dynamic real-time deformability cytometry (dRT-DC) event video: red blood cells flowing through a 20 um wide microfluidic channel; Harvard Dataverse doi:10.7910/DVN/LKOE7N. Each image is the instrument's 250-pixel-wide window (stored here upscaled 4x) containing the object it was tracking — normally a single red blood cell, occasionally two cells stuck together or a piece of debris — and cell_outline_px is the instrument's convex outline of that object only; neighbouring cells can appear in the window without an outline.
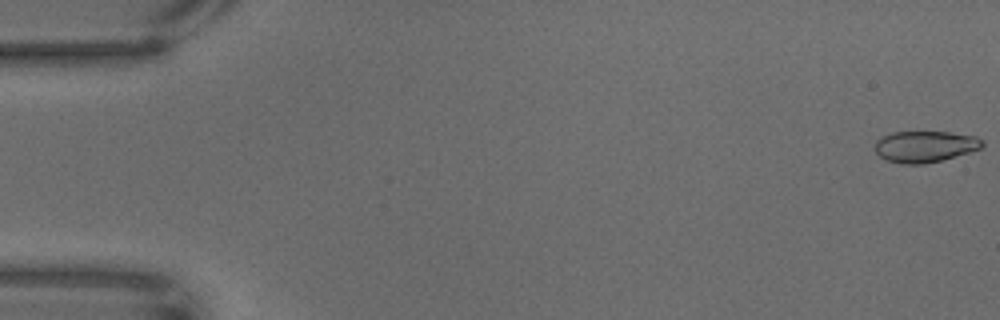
{"species": "common noctule bat (a hibernating species)", "species_latin": "Nyctalus noctula", "temperature_condition": "warm", "stored_images_in_passage": 68, "camera_frame_rate_fps": 3000, "um_per_image_px": 0.085, "animal": {"sex": "male", "body_mass_g": 18.8}, "frame": {"image": 1, "passage_image": 1, "time_ms": 0.0, "image_size_px": [1000, 320], "cell_outline_px": [[984, 144], [980, 148], [968, 152], [940, 160], [924, 164], [904, 164], [888, 160], [880, 156], [876, 152], [876, 140], [892, 132], [948, 132], [976, 136], [984, 140]], "centroid_in_image_um": [78.63, 12.44], "position_along_channel_um": 6.4, "area_um2": 19.31}}
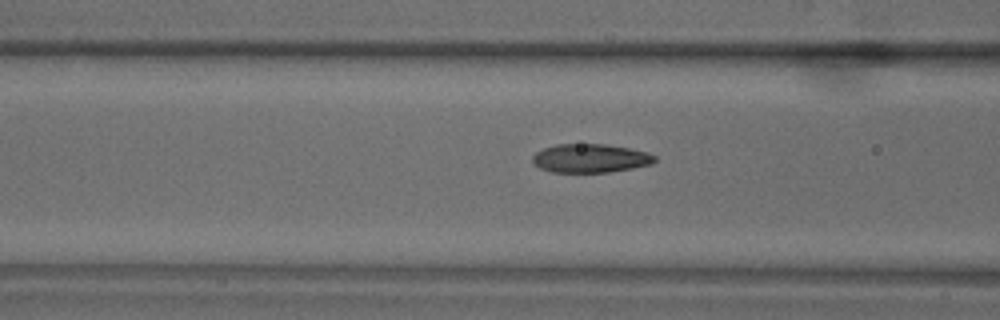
{"frame": {"image": 2, "passage_image": 27, "time_ms": 8.667, "image_size_px": [1000, 320], "cell_outline_px": [[656, 160], [652, 164], [632, 168], [608, 172], [552, 172], [540, 168], [532, 164], [532, 156], [536, 152], [544, 148], [556, 144], [604, 144], [628, 148], [648, 152], [656, 156]], "centroid_in_image_um": [50.16, 13.45], "position_along_channel_um": 116.4, "area_um2": 20.46}}
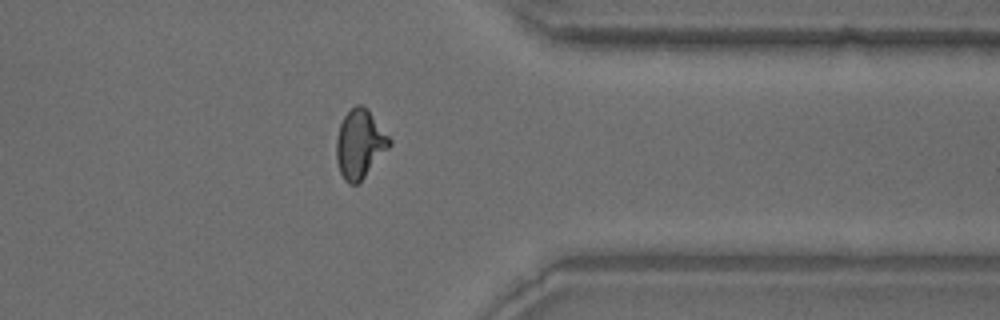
{"frame": {"image": 3, "passage_image": 54, "time_ms": 17.667, "image_size_px": [1000, 320], "cell_outline_px": [[392, 144], [364, 176], [356, 184], [348, 184], [344, 180], [340, 172], [336, 160], [336, 140], [340, 124], [344, 116], [356, 104], [364, 104], [368, 108], [392, 140]], "centroid_in_image_um": [30.58, 12.2], "position_along_channel_um": 380.8, "area_um2": 21.15}}